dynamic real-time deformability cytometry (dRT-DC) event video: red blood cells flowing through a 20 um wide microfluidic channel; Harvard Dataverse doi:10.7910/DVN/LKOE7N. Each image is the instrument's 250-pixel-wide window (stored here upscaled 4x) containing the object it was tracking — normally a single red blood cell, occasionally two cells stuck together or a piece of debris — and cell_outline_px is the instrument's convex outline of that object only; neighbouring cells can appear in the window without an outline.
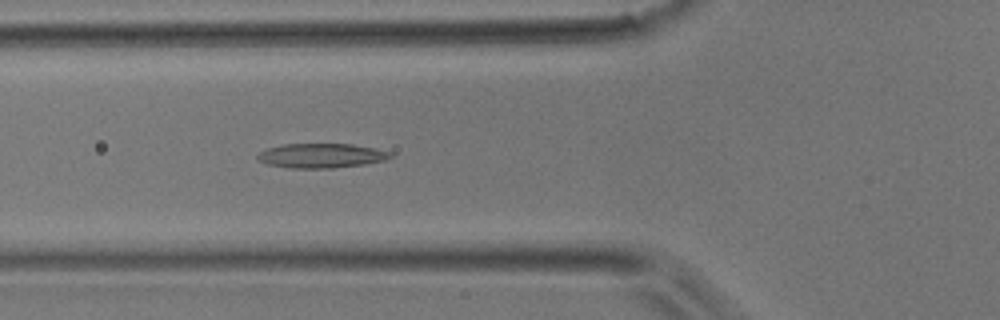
{"species": "common noctule bat (a hibernating species)", "species_latin": "Nyctalus noctula", "temperature_condition": "room temperature", "stored_images_in_passage": 45, "camera_frame_rate_fps": 3000, "um_per_image_px": 0.085, "animal": {"sex": "male", "body_mass_g": 17.9}, "frame": {"image": 1, "passage_image": 16, "time_ms": 5.0, "image_size_px": [1000, 320], "cell_outline_px": [[392, 156], [384, 160], [364, 164], [332, 168], [288, 168], [268, 164], [256, 160], [256, 156], [260, 152], [268, 148], [280, 144], [352, 144], [392, 152]], "centroid_in_image_um": [27.26, 13.23], "position_along_channel_um": 98.5, "area_um2": 18.9}}
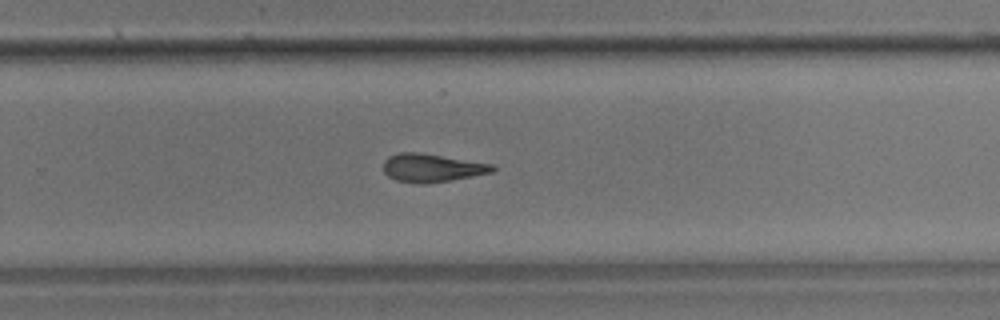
{"frame": {"image": 2, "passage_image": 29, "time_ms": 9.333, "image_size_px": [1000, 320], "cell_outline_px": [[496, 168], [492, 172], [452, 180], [428, 184], [420, 184], [396, 180], [388, 176], [384, 172], [384, 160], [388, 156], [400, 152], [420, 152], [496, 164]], "centroid_in_image_um": [36.73, 14.26], "position_along_channel_um": 293.1, "area_um2": 18.21}}
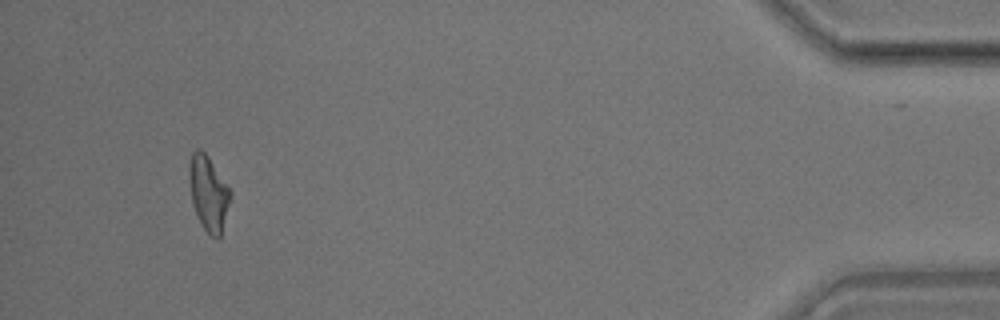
{"frame": {"image": 3, "passage_image": 42, "time_ms": 13.667, "image_size_px": [1000, 320], "cell_outline_px": [[232, 196], [220, 240], [216, 240], [208, 236], [200, 224], [196, 216], [192, 204], [188, 176], [188, 164], [192, 152], [196, 148], [200, 148], [208, 156], [232, 192]], "centroid_in_image_um": [17.71, 16.48], "position_along_channel_um": 417.5, "area_um2": 18.67}}